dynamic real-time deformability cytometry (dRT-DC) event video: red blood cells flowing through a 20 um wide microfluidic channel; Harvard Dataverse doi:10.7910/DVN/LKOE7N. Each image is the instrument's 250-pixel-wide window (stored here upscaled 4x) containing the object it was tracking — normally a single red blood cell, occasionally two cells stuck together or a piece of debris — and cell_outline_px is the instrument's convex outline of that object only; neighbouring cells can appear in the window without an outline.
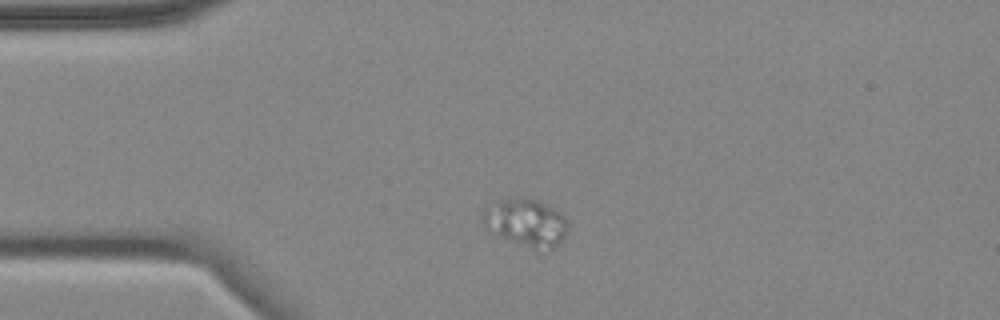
{"species": "common noctule bat (a hibernating species)", "species_latin": "Nyctalus noctula", "temperature_condition": "cold", "stored_images_in_passage": 2, "camera_frame_rate_fps": 3000, "um_per_image_px": 0.085, "animal": {"sex": "female", "body_mass_g": 18.4}, "frame": {"image": 1, "passage_image": 1, "time_ms": 0.0, "image_size_px": [1000, 320], "cell_outline_px": [[568, 228], [564, 236], [552, 248], [532, 248], [484, 228], [484, 212], [500, 200], [516, 196], [524, 196], [544, 204], [560, 212], [564, 216], [568, 224]], "centroid_in_image_um": [44.75, 18.88], "position_along_channel_um": 40.3, "area_um2": 22.54}}